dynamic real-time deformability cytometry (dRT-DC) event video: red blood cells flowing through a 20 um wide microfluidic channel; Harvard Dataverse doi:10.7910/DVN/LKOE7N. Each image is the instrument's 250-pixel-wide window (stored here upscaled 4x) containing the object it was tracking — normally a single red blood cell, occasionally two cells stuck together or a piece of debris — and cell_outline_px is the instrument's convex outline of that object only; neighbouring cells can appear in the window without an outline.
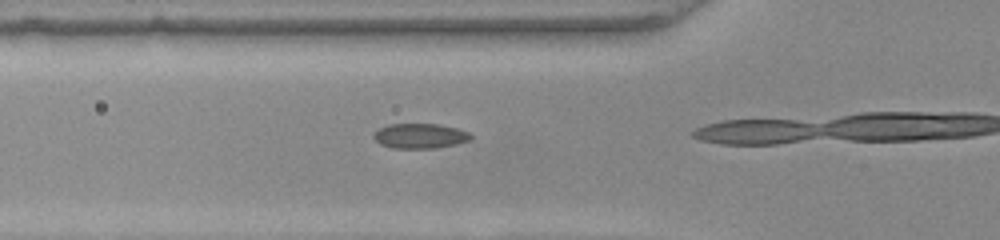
{"species": "common noctule bat (a hibernating species)", "species_latin": "Nyctalus noctula", "temperature_condition": "warm", "stored_images_in_passage": 16, "camera_frame_rate_fps": 3000, "um_per_image_px": 0.085, "animal": {"sex": "female", "body_mass_g": 22.0, "forearm_length_mm": 56.7}, "frame": {"image": 1, "passage_image": 13, "time_ms": 4.0, "image_size_px": [1000, 240], "cell_outline_px": [[472, 136], [468, 140], [452, 144], [432, 148], [392, 148], [380, 144], [372, 136], [380, 128], [388, 124], [440, 124], [456, 128], [468, 132]], "centroid_in_image_um": [35.65, 11.54], "position_along_channel_um": 90.1, "area_um2": 13.81}}